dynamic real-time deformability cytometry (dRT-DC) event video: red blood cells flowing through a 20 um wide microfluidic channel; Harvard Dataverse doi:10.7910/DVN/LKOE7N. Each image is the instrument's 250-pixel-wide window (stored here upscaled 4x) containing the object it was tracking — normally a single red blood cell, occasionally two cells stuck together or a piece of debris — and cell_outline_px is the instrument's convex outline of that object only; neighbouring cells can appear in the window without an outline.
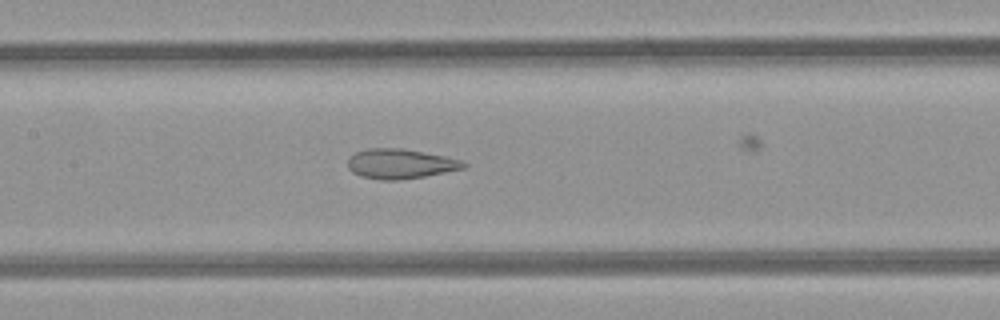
{"species": "common noctule bat (a hibernating species)", "species_latin": "Nyctalus noctula", "temperature_condition": "room temperature", "stored_images_in_passage": 39, "camera_frame_rate_fps": 3000, "um_per_image_px": 0.085, "animal": {"sex": "female", "body_mass_g": 21.9}, "frame": {"image": 1, "passage_image": 23, "time_ms": 7.333, "image_size_px": [1000, 320], "cell_outline_px": [[468, 164], [464, 168], [424, 176], [396, 180], [380, 180], [360, 176], [352, 172], [348, 168], [348, 160], [356, 152], [368, 148], [400, 148], [444, 156], [460, 160]], "centroid_in_image_um": [34.0, 13.92], "position_along_channel_um": 173.4, "area_um2": 19.83}}